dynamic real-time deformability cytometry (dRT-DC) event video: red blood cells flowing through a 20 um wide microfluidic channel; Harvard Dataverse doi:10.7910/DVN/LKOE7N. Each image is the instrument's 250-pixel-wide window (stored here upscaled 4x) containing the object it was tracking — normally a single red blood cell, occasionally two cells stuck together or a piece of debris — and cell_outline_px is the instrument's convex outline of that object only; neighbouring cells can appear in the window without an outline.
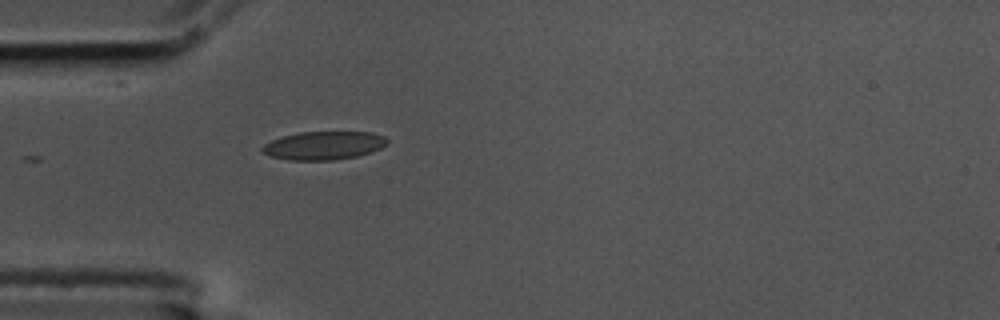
{"species": "common noctule bat (a hibernating species)", "species_latin": "Nyctalus noctula", "temperature_condition": "cold", "stored_images_in_passage": 8, "camera_frame_rate_fps": 3000, "um_per_image_px": 0.085, "animal": {"sex": "male", "body_mass_g": 17.5, "forearm_length_mm": 52.3}, "frame": {"image": 1, "passage_image": 1, "time_ms": 0.0, "image_size_px": [1000, 320], "cell_outline_px": [[388, 144], [380, 148], [356, 156], [336, 160], [288, 160], [272, 156], [260, 152], [260, 148], [264, 144], [272, 140], [284, 136], [300, 132], [372, 132], [384, 136], [388, 140]], "centroid_in_image_um": [27.5, 12.37], "position_along_channel_um": 57.5, "area_um2": 20.58}}
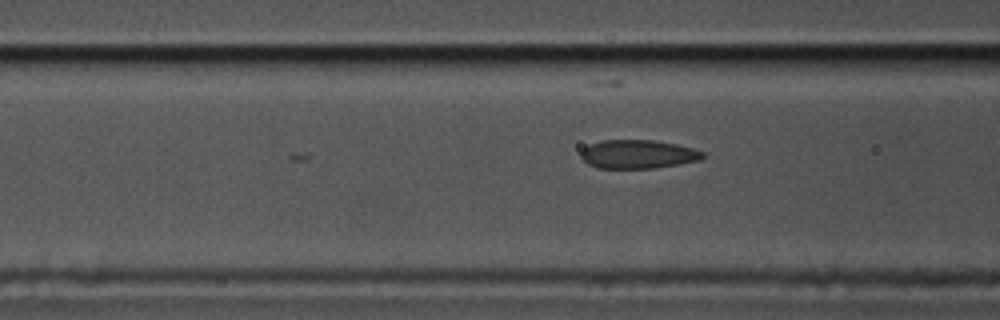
{"frame": {"image": 2, "passage_image": 6, "time_ms": 1.667, "image_size_px": [1000, 320], "cell_outline_px": [[704, 156], [700, 160], [656, 168], [596, 168], [588, 164], [580, 156], [580, 152], [588, 144], [600, 140], [652, 140], [676, 144], [692, 148], [704, 152]], "centroid_in_image_um": [54.19, 13.1], "position_along_channel_um": 112.4, "area_um2": 20.4}}